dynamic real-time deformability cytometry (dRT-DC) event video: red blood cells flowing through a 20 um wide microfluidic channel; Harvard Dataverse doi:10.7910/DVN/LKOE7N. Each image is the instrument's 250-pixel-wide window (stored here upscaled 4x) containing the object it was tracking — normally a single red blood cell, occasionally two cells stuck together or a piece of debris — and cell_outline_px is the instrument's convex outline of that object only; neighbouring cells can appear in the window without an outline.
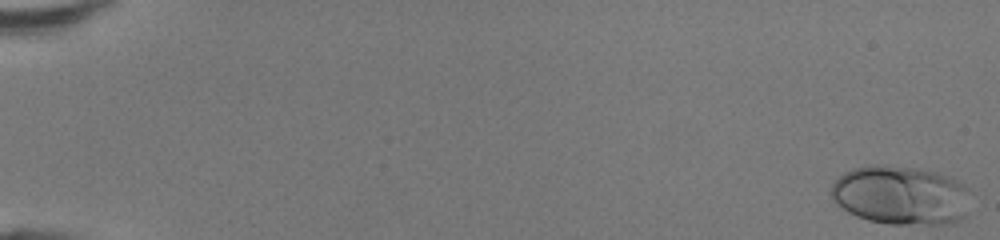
{"species": "human", "species_latin": "Homo sapiens", "temperature_condition": "room temperature", "stored_images_in_passage": 48, "camera_frame_rate_fps": 3000, "um_per_image_px": 0.085, "donor": {"sex": "female"}, "frame": {"image": 1, "passage_image": 1, "time_ms": 0.0, "image_size_px": [1000, 240], "cell_outline_px": [[968, 188], [964, 216], [956, 220], [940, 224], [888, 224], [868, 220], [856, 216], [848, 212], [836, 204], [832, 200], [832, 184], [844, 172], [856, 168], [872, 164], [916, 168], [936, 172], [948, 176], [964, 184]], "centroid_in_image_um": [76.51, 16.59], "position_along_channel_um": 8.5, "area_um2": 47.51}}
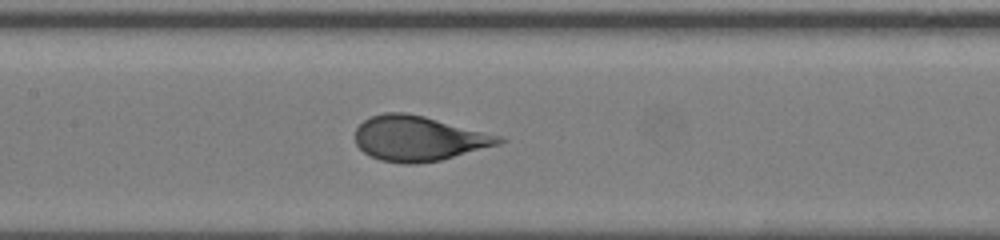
{"frame": {"image": 2, "passage_image": 25, "time_ms": 8.0, "image_size_px": [1000, 240], "cell_outline_px": [[508, 140], [500, 144], [440, 160], [420, 164], [404, 164], [380, 160], [364, 152], [356, 144], [356, 128], [364, 120], [372, 116], [384, 112], [404, 112], [424, 116], [504, 136]], "centroid_in_image_um": [35.62, 11.77], "position_along_channel_um": 171.8, "area_um2": 37.8}}
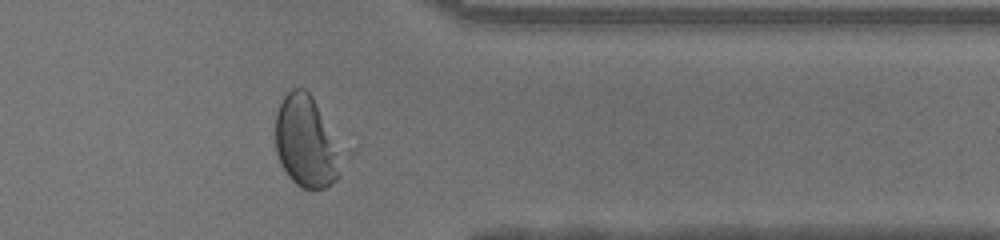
{"frame": {"image": 3, "passage_image": 40, "time_ms": 13.0, "image_size_px": [1000, 240], "cell_outline_px": [[340, 176], [336, 180], [324, 188], [304, 188], [296, 184], [288, 176], [276, 152], [276, 116], [280, 104], [284, 96], [292, 88], [304, 88], [312, 96], [336, 152]], "centroid_in_image_um": [25.91, 12.07], "position_along_channel_um": 385.5, "area_um2": 33.06}, "authors_computed_cell_mechanics": {"area_um2": 38.9861, "velocity_mm_per_s": 4.375, "shape_relaxation_time_tau1_ms": 3.6938, "shape_relaxation_time_tau2_ms": null, "deformation_change_tau1": 0.2003, "deformation_change_tau2": null}}